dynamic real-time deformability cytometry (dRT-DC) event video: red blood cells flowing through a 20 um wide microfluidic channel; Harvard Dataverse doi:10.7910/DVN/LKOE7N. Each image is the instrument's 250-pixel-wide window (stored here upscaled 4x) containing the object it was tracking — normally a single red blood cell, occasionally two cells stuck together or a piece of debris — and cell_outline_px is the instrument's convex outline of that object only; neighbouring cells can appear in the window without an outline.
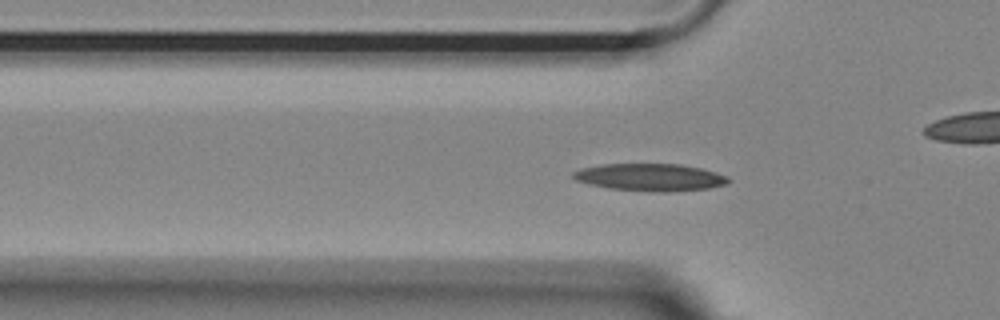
{"species": "Egyptian fruit bat (a non-hibernating species)", "species_latin": "Rousettus aegyptiacus", "temperature_condition": "room temperature", "stored_images_in_passage": 42, "camera_frame_rate_fps": 3000, "um_per_image_px": 0.085, "animal": {"sex": "female"}, "frame": {"image": 1, "passage_image": 8, "time_ms": 2.333, "image_size_px": [1000, 320], "cell_outline_px": [[732, 180], [728, 184], [708, 188], [668, 192], [652, 192], [608, 188], [588, 184], [576, 180], [572, 176], [572, 172], [580, 168], [600, 164], [680, 164], [700, 168], [716, 172], [728, 176]], "centroid_in_image_um": [55.27, 15.07], "position_along_channel_um": 70.5, "area_um2": 24.97}}
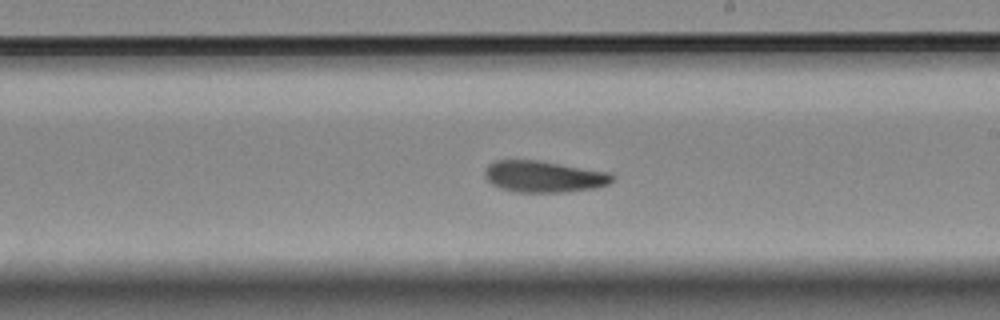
{"frame": {"image": 2, "passage_image": 22, "time_ms": 7.0, "image_size_px": [1000, 320], "cell_outline_px": [[612, 180], [608, 184], [596, 188], [564, 192], [516, 192], [492, 184], [484, 176], [484, 172], [488, 164], [496, 160], [540, 160], [608, 172], [612, 176]], "centroid_in_image_um": [46.2, 15.0], "position_along_channel_um": 242.8, "area_um2": 23.24}}
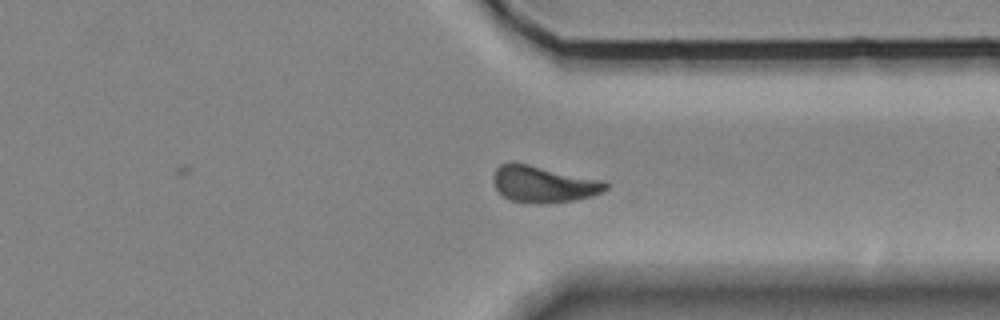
{"frame": {"image": 3, "passage_image": 32, "time_ms": 10.333, "image_size_px": [1000, 320], "cell_outline_px": [[608, 188], [592, 196], [576, 200], [540, 204], [512, 200], [504, 196], [496, 188], [496, 168], [500, 164], [528, 164], [604, 180], [608, 184]], "centroid_in_image_um": [46.28, 15.67], "position_along_channel_um": 365.1, "area_um2": 23.35}}